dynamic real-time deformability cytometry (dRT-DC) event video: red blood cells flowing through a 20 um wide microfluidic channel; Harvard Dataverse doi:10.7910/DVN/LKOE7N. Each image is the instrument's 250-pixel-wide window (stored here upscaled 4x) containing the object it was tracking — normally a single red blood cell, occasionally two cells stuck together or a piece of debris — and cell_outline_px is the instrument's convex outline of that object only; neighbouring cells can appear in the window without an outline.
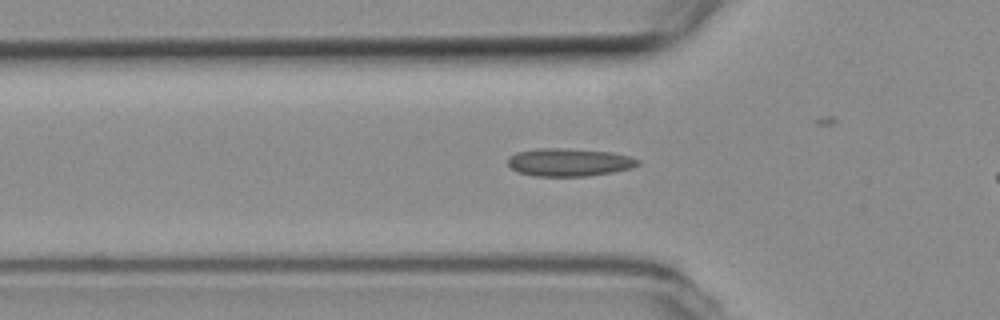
{"species": "common noctule bat (a hibernating species)", "species_latin": "Nyctalus noctula", "temperature_condition": "room temperature", "stored_images_in_passage": 42, "camera_frame_rate_fps": 3000, "um_per_image_px": 0.085, "animal": {"sex": "female", "body_mass_g": 19.3, "forearm_length_mm": 54.1}, "frame": {"image": 1, "passage_image": 17, "time_ms": 5.333, "image_size_px": [1000, 320], "cell_outline_px": [[640, 164], [632, 168], [612, 172], [588, 176], [536, 176], [520, 172], [512, 168], [508, 164], [508, 160], [516, 152], [536, 148], [564, 148], [612, 152], [632, 156], [640, 160]], "centroid_in_image_um": [48.43, 13.78], "position_along_channel_um": 77.4, "area_um2": 21.15}}
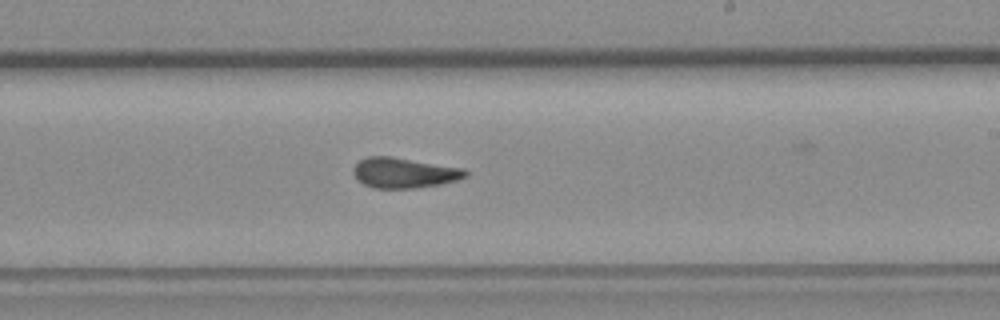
{"frame": {"image": 2, "passage_image": 31, "time_ms": 10.0, "image_size_px": [1000, 320], "cell_outline_px": [[468, 176], [460, 180], [440, 184], [416, 188], [372, 188], [356, 180], [352, 172], [352, 168], [360, 160], [368, 156], [392, 156], [464, 168], [468, 172]], "centroid_in_image_um": [34.35, 14.69], "position_along_channel_um": 254.6, "area_um2": 20.11}}
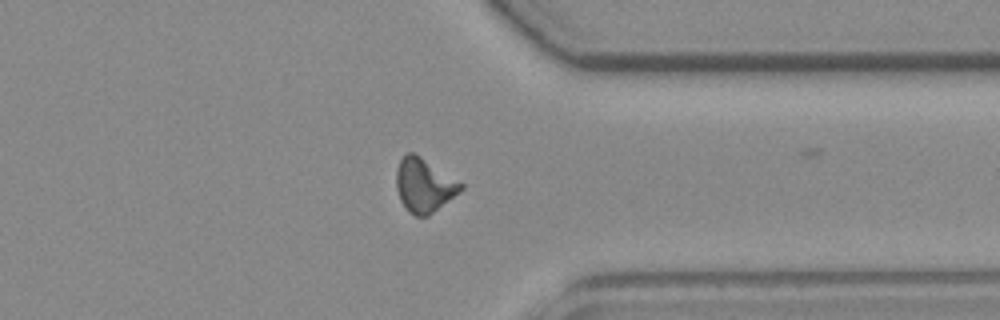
{"frame": {"image": 3, "passage_image": 41, "time_ms": 13.333, "image_size_px": [1000, 320], "cell_outline_px": [[464, 188], [428, 216], [416, 216], [408, 212], [400, 200], [396, 188], [396, 168], [400, 160], [408, 152], [412, 152], [420, 156], [464, 184]], "centroid_in_image_um": [36.02, 15.75], "position_along_channel_um": 375.4, "area_um2": 20.06}}